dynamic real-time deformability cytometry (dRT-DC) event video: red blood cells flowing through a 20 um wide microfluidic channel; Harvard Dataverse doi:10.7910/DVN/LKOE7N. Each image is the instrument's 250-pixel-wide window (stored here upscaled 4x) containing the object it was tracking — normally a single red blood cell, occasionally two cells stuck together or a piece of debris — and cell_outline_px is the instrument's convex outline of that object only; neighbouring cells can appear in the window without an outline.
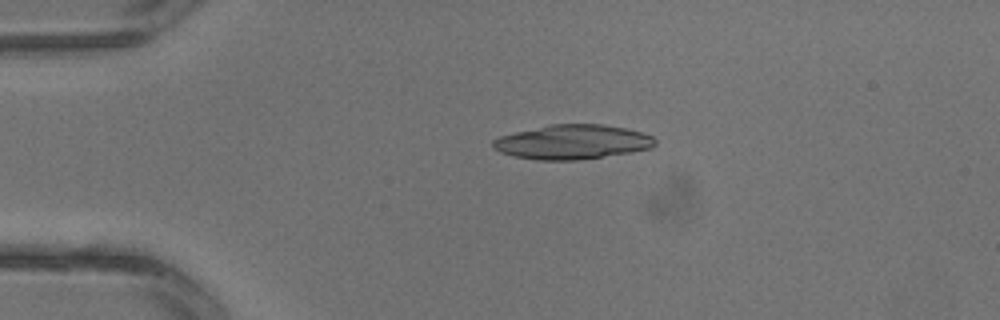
{"species": "common noctule bat (a hibernating species)", "species_latin": "Nyctalus noctula", "temperature_condition": "warm", "stored_images_in_passage": 2, "camera_frame_rate_fps": 3000, "um_per_image_px": 0.085, "animal": {"sex": "male", "body_mass_g": 13.3}, "frame": {"image": 1, "passage_image": 1, "time_ms": 0.0, "image_size_px": [1000, 320], "cell_outline_px": [[656, 144], [652, 148], [632, 152], [576, 160], [536, 160], [516, 156], [500, 152], [492, 148], [492, 140], [500, 136], [516, 132], [552, 124], [600, 124], [628, 128], [652, 136], [656, 140]], "centroid_in_image_um": [48.67, 12.07], "position_along_channel_um": 36.3, "area_um2": 32.43}}